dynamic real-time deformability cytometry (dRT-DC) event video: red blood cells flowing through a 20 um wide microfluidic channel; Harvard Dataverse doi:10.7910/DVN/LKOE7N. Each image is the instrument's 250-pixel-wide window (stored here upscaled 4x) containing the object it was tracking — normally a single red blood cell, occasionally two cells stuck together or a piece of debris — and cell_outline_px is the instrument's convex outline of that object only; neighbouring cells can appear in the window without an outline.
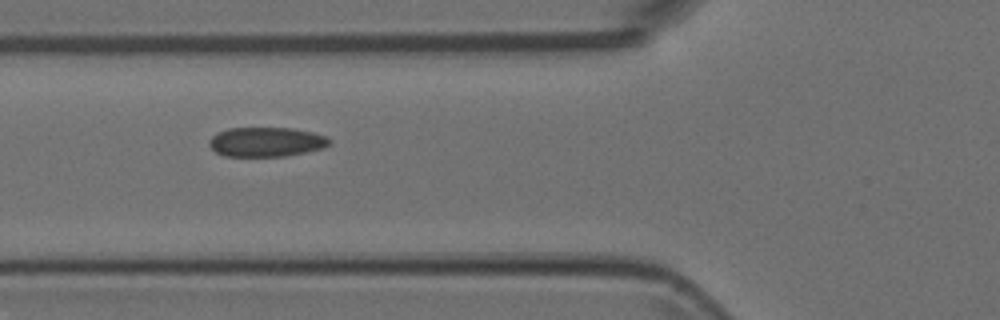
{"species": "Egyptian fruit bat (a non-hibernating species)", "species_latin": "Rousettus aegyptiacus", "temperature_condition": "room temperature", "stored_images_in_passage": 15, "camera_frame_rate_fps": 3000, "um_per_image_px": 0.085, "animal": {"sex": "female"}, "frame": {"image": 1, "passage_image": 6, "time_ms": 1.667, "image_size_px": [1000, 320], "cell_outline_px": [[332, 140], [324, 148], [284, 156], [224, 156], [216, 152], [208, 144], [208, 140], [216, 132], [228, 128], [292, 128], [312, 132], [328, 136]], "centroid_in_image_um": [22.62, 12.05], "position_along_channel_um": 103.2, "area_um2": 20.75}}
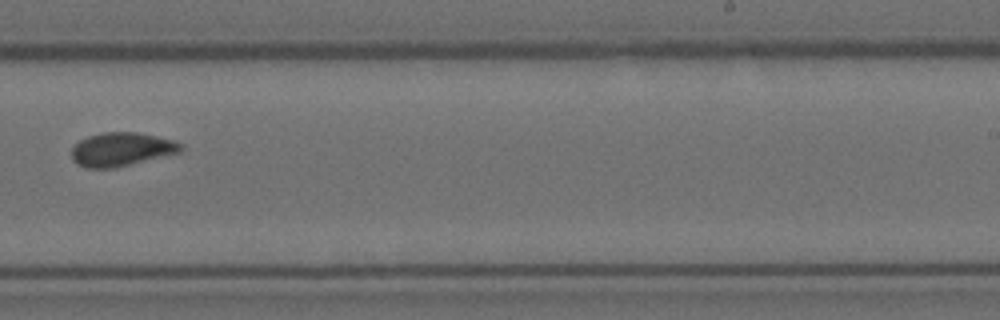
{"frame": {"image": 2, "passage_image": 10, "time_ms": 3.0, "image_size_px": [1000, 320], "cell_outline_px": [[184, 148], [180, 152], [112, 168], [84, 168], [76, 164], [72, 160], [72, 148], [80, 140], [88, 136], [100, 132], [136, 132], [156, 136], [172, 140], [184, 144]], "centroid_in_image_um": [10.3, 12.68], "position_along_channel_um": 278.7, "area_um2": 21.33}}
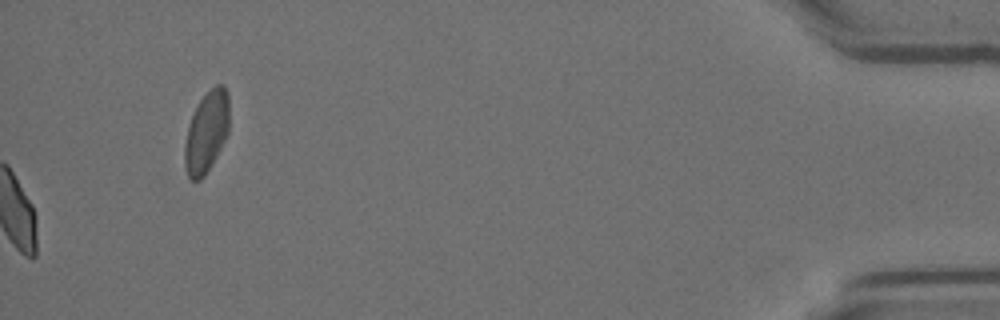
{"frame": {"image": 3, "passage_image": 15, "time_ms": 4.667, "image_size_px": [1000, 320], "cell_outline_px": [[228, 132], [216, 156], [204, 176], [200, 180], [192, 180], [188, 176], [184, 164], [184, 144], [188, 128], [192, 116], [200, 100], [216, 84], [224, 84], [228, 92]], "centroid_in_image_um": [17.55, 11.22], "position_along_channel_um": 417.7, "area_um2": 20.75}}